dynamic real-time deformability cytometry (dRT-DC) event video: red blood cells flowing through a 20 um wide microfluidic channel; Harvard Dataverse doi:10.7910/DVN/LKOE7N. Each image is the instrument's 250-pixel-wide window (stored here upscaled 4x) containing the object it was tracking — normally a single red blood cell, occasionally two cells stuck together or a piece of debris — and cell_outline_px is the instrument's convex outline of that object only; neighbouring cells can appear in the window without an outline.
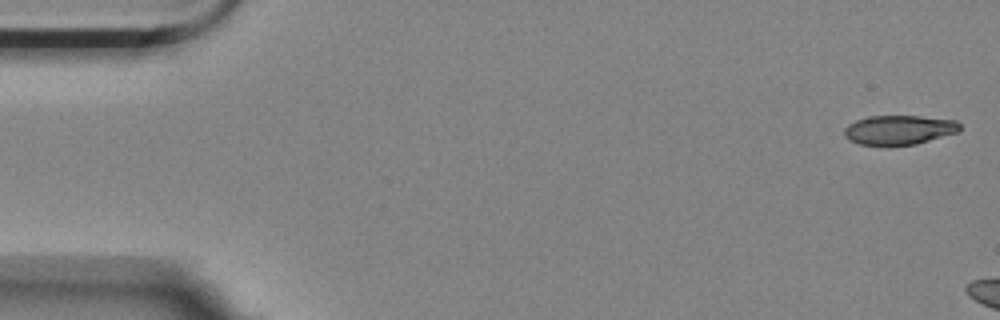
{"species": "Egyptian fruit bat (a non-hibernating species)", "species_latin": "Rousettus aegyptiacus", "temperature_condition": "room temperature", "stored_images_in_passage": 3, "camera_frame_rate_fps": 3000, "um_per_image_px": 0.085, "animal": {"sex": "female"}, "frame": {"image": 1, "passage_image": 1, "time_ms": 0.0, "image_size_px": [1000, 320], "cell_outline_px": [[960, 132], [916, 144], [860, 144], [844, 136], [844, 128], [848, 124], [856, 120], [868, 116], [920, 116], [956, 120], [960, 124]], "centroid_in_image_um": [76.46, 11.02], "position_along_channel_um": 8.5, "area_um2": 19.59}}